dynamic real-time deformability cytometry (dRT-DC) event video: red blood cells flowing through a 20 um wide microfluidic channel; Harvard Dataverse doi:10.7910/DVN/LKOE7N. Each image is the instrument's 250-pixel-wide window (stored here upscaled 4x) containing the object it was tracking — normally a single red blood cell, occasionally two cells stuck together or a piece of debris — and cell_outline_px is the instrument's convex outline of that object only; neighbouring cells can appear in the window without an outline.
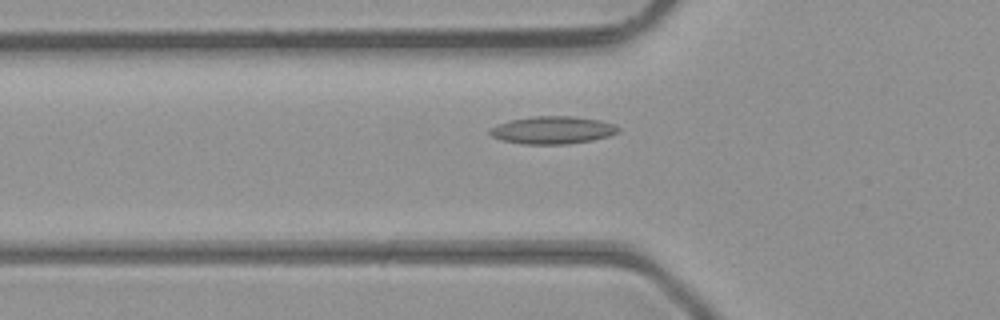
{"species": "common noctule bat (a hibernating species)", "species_latin": "Nyctalus noctula", "temperature_condition": "room temperature", "stored_images_in_passage": 33, "camera_frame_rate_fps": 3000, "um_per_image_px": 0.085, "animal": {"sex": "male", "body_mass_g": 23.1, "forearm_length_mm": 52.7}, "frame": {"image": 1, "passage_image": 2, "time_ms": 0.333, "image_size_px": [1000, 320], "cell_outline_px": [[620, 132], [608, 136], [592, 140], [568, 144], [524, 144], [500, 140], [492, 136], [488, 132], [496, 124], [512, 120], [532, 116], [576, 116], [600, 120], [612, 124], [620, 128]], "centroid_in_image_um": [46.97, 11.06], "position_along_channel_um": 78.8, "area_um2": 20.69}}
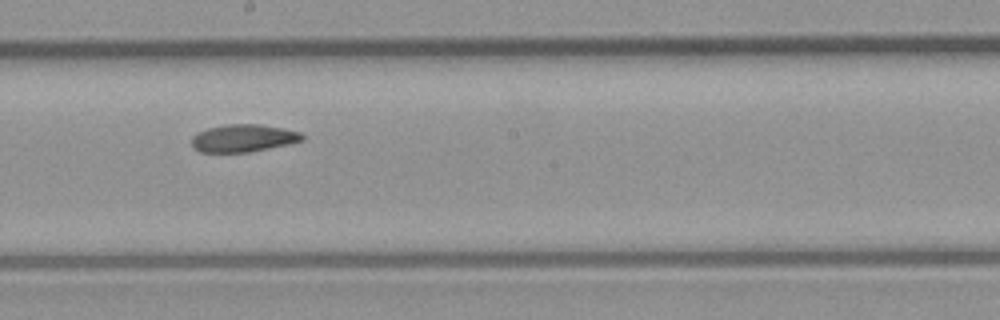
{"frame": {"image": 2, "passage_image": 12, "time_ms": 3.667, "image_size_px": [1000, 320], "cell_outline_px": [[304, 140], [288, 144], [248, 152], [200, 152], [192, 144], [192, 136], [196, 132], [208, 128], [228, 124], [260, 124], [284, 128], [300, 132], [304, 136]], "centroid_in_image_um": [20.69, 11.73], "position_along_channel_um": 227.5, "area_um2": 17.69}}
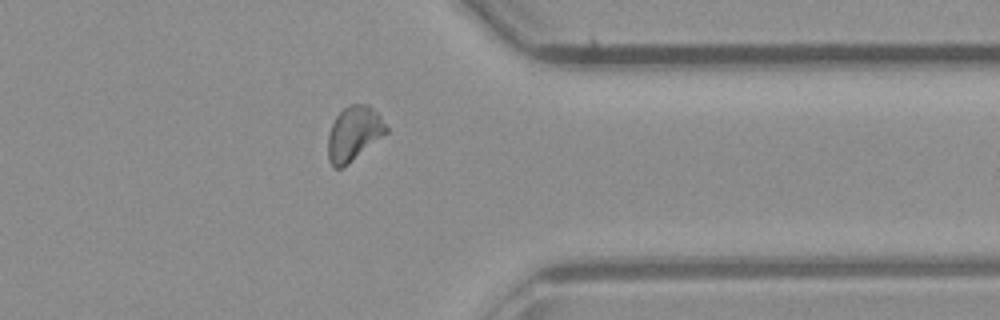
{"frame": {"image": 3, "passage_image": 23, "time_ms": 7.333, "image_size_px": [1000, 320], "cell_outline_px": [[388, 132], [348, 164], [340, 168], [332, 168], [328, 160], [328, 136], [332, 124], [336, 116], [348, 104], [368, 104], [380, 116], [388, 128]], "centroid_in_image_um": [30.07, 11.36], "position_along_channel_um": 381.3, "area_um2": 18.44}, "authors_computed_cell_mechanics": {"area_um2": 18.1492, "velocity_mm_per_s": 4.4226, "shape_relaxation_time_tau1_ms": null, "shape_relaxation_time_tau2_ms": 10.5434, "deformation_change_tau1": null, "deformation_change_tau2": 0.2011}}